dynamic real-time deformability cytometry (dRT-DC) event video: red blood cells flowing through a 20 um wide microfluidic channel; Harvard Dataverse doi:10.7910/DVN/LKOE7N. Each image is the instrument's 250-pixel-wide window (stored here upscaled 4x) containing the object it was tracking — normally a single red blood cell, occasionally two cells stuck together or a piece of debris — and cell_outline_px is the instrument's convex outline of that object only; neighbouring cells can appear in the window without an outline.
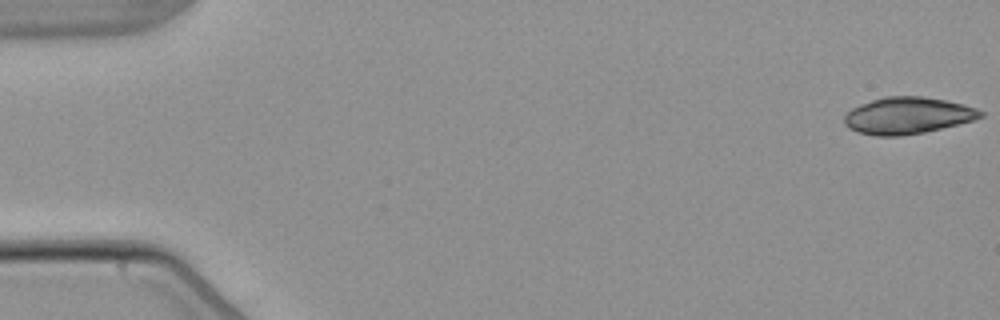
{"species": "common noctule bat (a hibernating species)", "species_latin": "Nyctalus noctula", "temperature_condition": "warm", "stored_images_in_passage": 3, "camera_frame_rate_fps": 3000, "um_per_image_px": 0.085, "animal": {"sex": "male", "body_mass_g": 21.5, "forearm_length_mm": 52.0}, "frame": {"image": 1, "passage_image": 1, "time_ms": 0.0, "image_size_px": [1000, 320], "cell_outline_px": [[984, 116], [972, 120], [924, 132], [900, 136], [876, 136], [856, 132], [848, 128], [844, 124], [844, 116], [852, 108], [860, 104], [884, 96], [924, 96], [964, 104], [976, 108], [984, 112]], "centroid_in_image_um": [77.11, 9.82], "position_along_channel_um": 7.9, "area_um2": 29.13}}
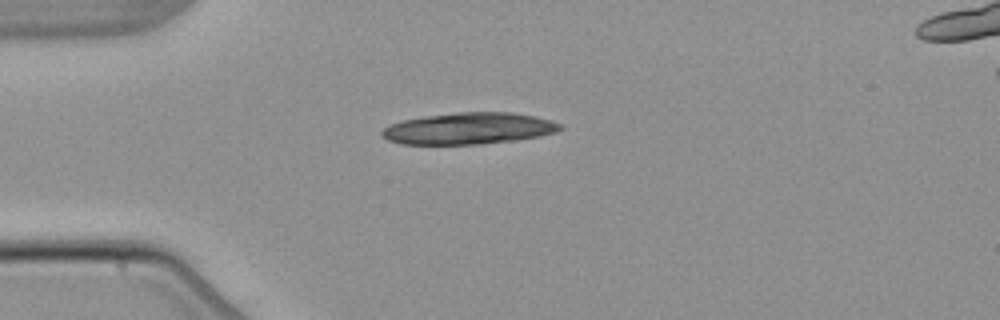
{"frame": {"image": 2, "passage_image": 3, "time_ms": 4.333, "image_size_px": [1000, 320], "cell_outline_px": [[564, 128], [556, 132], [540, 136], [520, 140], [480, 144], [400, 144], [388, 140], [380, 136], [380, 132], [384, 128], [392, 124], [404, 120], [424, 116], [460, 112], [512, 112], [536, 116], [552, 120], [560, 124]], "centroid_in_image_um": [39.88, 10.92], "position_along_channel_um": 45.1, "area_um2": 33.0}}